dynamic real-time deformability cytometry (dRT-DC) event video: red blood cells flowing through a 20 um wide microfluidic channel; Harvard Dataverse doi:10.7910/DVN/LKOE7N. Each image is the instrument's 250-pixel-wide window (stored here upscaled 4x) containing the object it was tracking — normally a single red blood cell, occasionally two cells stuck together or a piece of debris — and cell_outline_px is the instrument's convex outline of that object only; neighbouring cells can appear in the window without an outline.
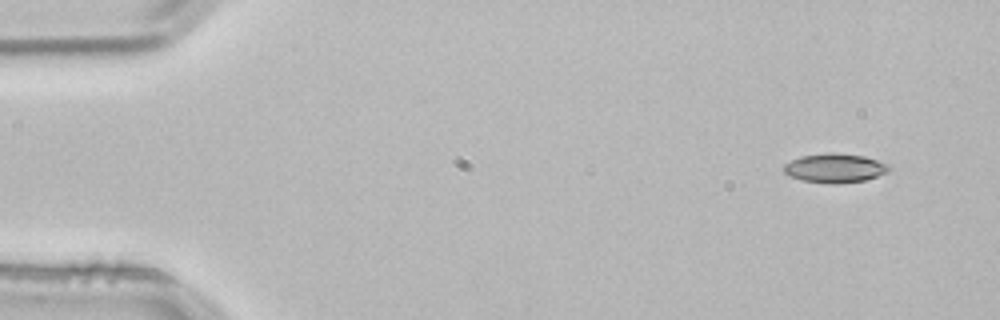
{"species": "common noctule bat (a hibernating species)", "species_latin": "Nyctalus noctula", "temperature_condition": "room temperature", "stored_images_in_passage": 2, "camera_frame_rate_fps": 3000, "um_per_image_px": 0.085, "animal": {"sex": "male", "body_mass_g": 21.5, "forearm_length_mm": 52.0}, "frame": {"image": 1, "passage_image": 1, "time_ms": 0.0, "image_size_px": [1000, 320], "cell_outline_px": [[888, 172], [864, 180], [836, 184], [832, 184], [800, 180], [788, 176], [784, 172], [784, 164], [800, 156], [832, 152], [864, 156], [888, 164]], "centroid_in_image_um": [70.92, 14.29], "position_along_channel_um": 14.1, "area_um2": 17.74}}